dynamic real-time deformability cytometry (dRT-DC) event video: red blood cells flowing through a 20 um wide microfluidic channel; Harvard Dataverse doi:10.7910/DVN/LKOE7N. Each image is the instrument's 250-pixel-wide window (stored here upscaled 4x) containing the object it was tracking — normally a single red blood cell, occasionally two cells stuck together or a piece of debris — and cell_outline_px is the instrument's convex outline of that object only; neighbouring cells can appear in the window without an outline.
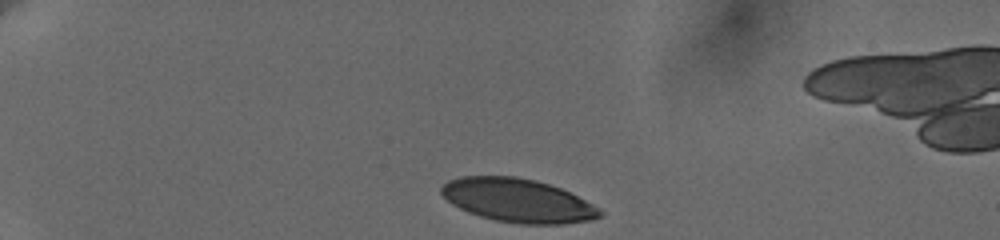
{"species": "human", "species_latin": "Homo sapiens", "temperature_condition": "cold", "stored_images_in_passage": 37, "camera_frame_rate_fps": 3000, "um_per_image_px": 0.085, "donor": {"sex": "female"}, "frame": {"image": 1, "passage_image": 1, "time_ms": 0.0, "image_size_px": [1000, 240], "cell_outline_px": [[604, 212], [600, 216], [592, 220], [564, 224], [520, 224], [496, 220], [480, 216], [468, 212], [452, 204], [440, 192], [440, 188], [448, 180], [460, 176], [516, 176], [536, 180], [560, 188], [600, 208]], "centroid_in_image_um": [44.01, 17.04], "position_along_channel_um": 41.0, "area_um2": 40.17}}
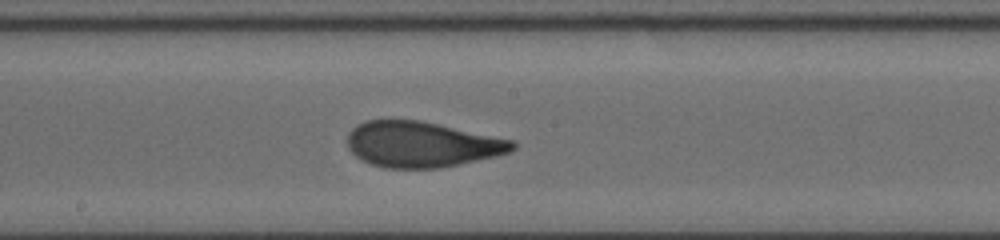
{"frame": {"image": 2, "passage_image": 21, "time_ms": 6.667, "image_size_px": [1000, 240], "cell_outline_px": [[516, 148], [508, 152], [496, 156], [440, 168], [384, 168], [372, 164], [356, 156], [348, 148], [348, 132], [356, 124], [364, 120], [420, 120], [512, 140], [516, 144]], "centroid_in_image_um": [35.82, 12.27], "position_along_channel_um": 212.4, "area_um2": 43.7}}
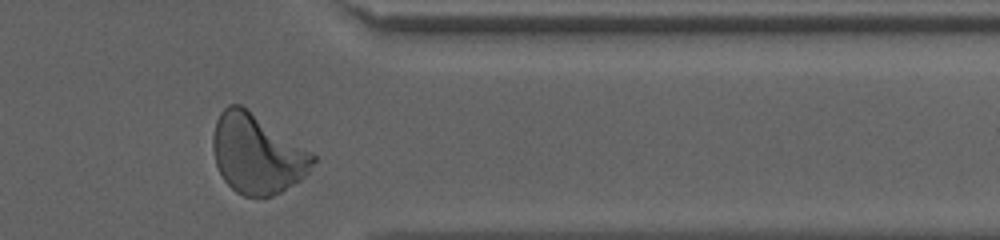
{"frame": {"image": 3, "passage_image": 36, "time_ms": 11.667, "image_size_px": [1000, 240], "cell_outline_px": [[316, 160], [308, 172], [300, 180], [280, 192], [272, 196], [244, 196], [236, 192], [224, 180], [216, 164], [212, 148], [212, 136], [216, 120], [220, 112], [228, 104], [240, 104], [312, 152], [316, 156]], "centroid_in_image_um": [21.83, 13.08], "position_along_channel_um": 389.6, "area_um2": 45.95}, "authors_computed_cell_mechanics": {"area_um2": 43.9858, "velocity_mm_per_s": 3.6203, "shape_relaxation_time_tau1_ms": 4.3309, "shape_relaxation_time_tau2_ms": 0.8318, "deformation_change_tau1": 0.1794, "deformation_change_tau2": 0.0709}}